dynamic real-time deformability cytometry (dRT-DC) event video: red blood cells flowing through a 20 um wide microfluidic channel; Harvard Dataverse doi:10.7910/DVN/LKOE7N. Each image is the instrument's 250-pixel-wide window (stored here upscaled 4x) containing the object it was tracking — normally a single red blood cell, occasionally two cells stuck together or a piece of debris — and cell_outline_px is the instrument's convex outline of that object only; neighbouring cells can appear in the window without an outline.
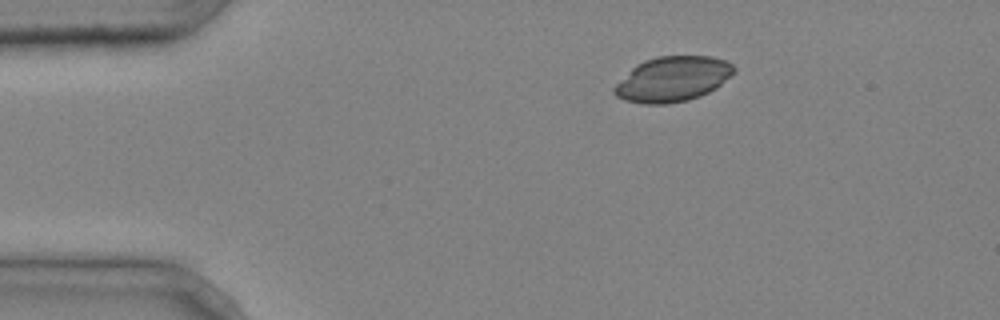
{"species": "common noctule bat (a hibernating species)", "species_latin": "Nyctalus noctula", "temperature_condition": "cold", "stored_images_in_passage": 3, "camera_frame_rate_fps": 3000, "um_per_image_px": 0.085, "animal": {"sex": "male", "body_mass_g": 20.4}, "frame": {"image": 1, "passage_image": 1, "time_ms": 0.0, "image_size_px": [1000, 320], "cell_outline_px": [[736, 72], [716, 88], [700, 96], [688, 100], [668, 104], [644, 104], [624, 100], [616, 96], [612, 92], [612, 88], [636, 64], [644, 60], [656, 56], [712, 56], [724, 60], [732, 64], [736, 68]], "centroid_in_image_um": [57.18, 6.72], "position_along_channel_um": 27.8, "area_um2": 31.62}}